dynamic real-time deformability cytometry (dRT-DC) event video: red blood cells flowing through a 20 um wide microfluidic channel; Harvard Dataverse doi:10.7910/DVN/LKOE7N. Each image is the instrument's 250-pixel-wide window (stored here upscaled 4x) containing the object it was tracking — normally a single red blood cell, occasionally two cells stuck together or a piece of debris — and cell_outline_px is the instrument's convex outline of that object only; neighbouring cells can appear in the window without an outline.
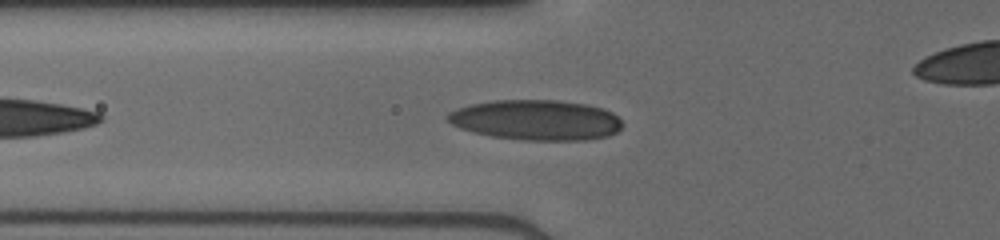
{"species": "human", "species_latin": "Homo sapiens", "temperature_condition": "cold", "stored_images_in_passage": 24, "camera_frame_rate_fps": 3000, "um_per_image_px": 0.085, "donor": {"sex": "male"}, "frame": {"image": 1, "passage_image": 5, "time_ms": 1.333, "image_size_px": [1000, 240], "cell_outline_px": [[624, 124], [616, 132], [608, 136], [588, 140], [524, 140], [492, 136], [472, 132], [460, 128], [444, 120], [444, 116], [448, 112], [456, 108], [472, 104], [492, 100], [556, 100], [588, 104], [604, 108], [612, 112]], "centroid_in_image_um": [45.55, 10.2], "position_along_channel_um": 80.3, "area_um2": 41.38}}
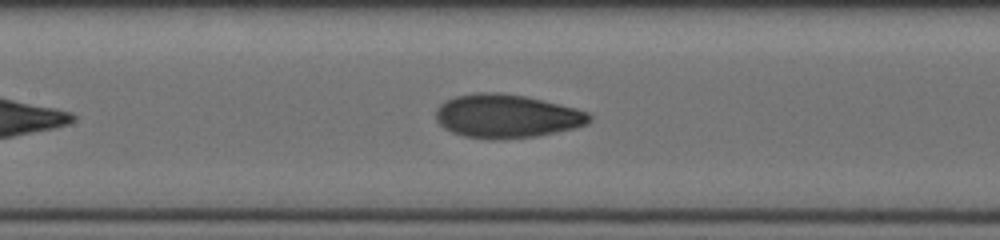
{"frame": {"image": 2, "passage_image": 11, "time_ms": 3.333, "image_size_px": [1000, 240], "cell_outline_px": [[592, 120], [588, 124], [572, 128], [536, 136], [496, 140], [492, 140], [464, 136], [452, 132], [444, 128], [436, 120], [436, 108], [440, 104], [456, 96], [476, 92], [500, 92], [524, 96], [576, 108], [588, 112], [592, 116]], "centroid_in_image_um": [43.06, 9.87], "position_along_channel_um": 164.3, "area_um2": 38.96}}
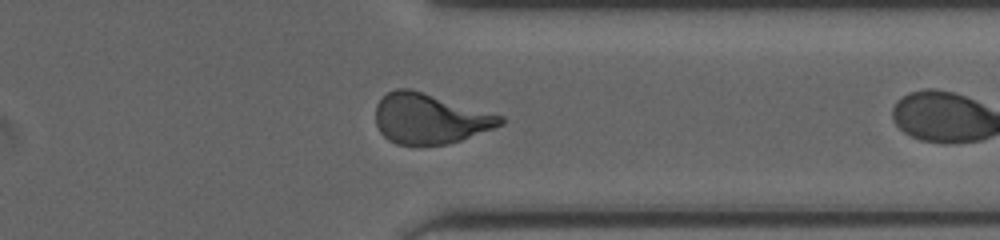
{"frame": {"image": 3, "passage_image": 23, "time_ms": 7.333, "image_size_px": [1000, 240], "cell_outline_px": [[504, 124], [460, 140], [444, 144], [396, 144], [388, 140], [380, 132], [376, 124], [376, 104], [388, 92], [396, 88], [408, 88], [504, 116]], "centroid_in_image_um": [36.51, 10.08], "position_along_channel_um": 374.9, "area_um2": 36.01}}